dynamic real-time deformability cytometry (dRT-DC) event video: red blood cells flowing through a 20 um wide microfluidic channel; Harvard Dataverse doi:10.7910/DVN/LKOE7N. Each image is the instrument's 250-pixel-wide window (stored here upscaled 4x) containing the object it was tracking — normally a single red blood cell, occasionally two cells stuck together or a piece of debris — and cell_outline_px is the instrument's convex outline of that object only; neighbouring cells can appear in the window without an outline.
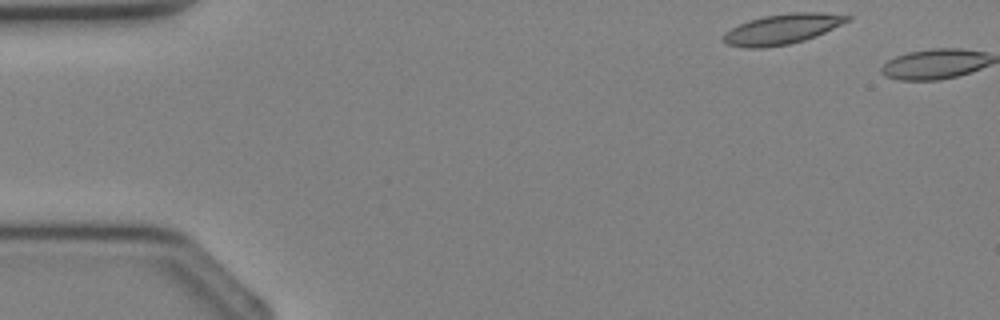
{"species": "Egyptian fruit bat (a non-hibernating species)", "species_latin": "Rousettus aegyptiacus", "temperature_condition": "cold", "stored_images_in_passage": 2, "camera_frame_rate_fps": 3000, "um_per_image_px": 0.085, "animal": {"sex": "female"}, "frame": {"image": 1, "passage_image": 1, "time_ms": 0.0, "image_size_px": [1000, 320], "cell_outline_px": [[852, 20], [816, 36], [804, 40], [788, 44], [760, 48], [744, 48], [728, 44], [720, 40], [724, 32], [740, 24], [764, 16], [792, 12], [820, 12], [852, 16]], "centroid_in_image_um": [66.5, 2.47], "position_along_channel_um": 18.5, "area_um2": 21.79}}